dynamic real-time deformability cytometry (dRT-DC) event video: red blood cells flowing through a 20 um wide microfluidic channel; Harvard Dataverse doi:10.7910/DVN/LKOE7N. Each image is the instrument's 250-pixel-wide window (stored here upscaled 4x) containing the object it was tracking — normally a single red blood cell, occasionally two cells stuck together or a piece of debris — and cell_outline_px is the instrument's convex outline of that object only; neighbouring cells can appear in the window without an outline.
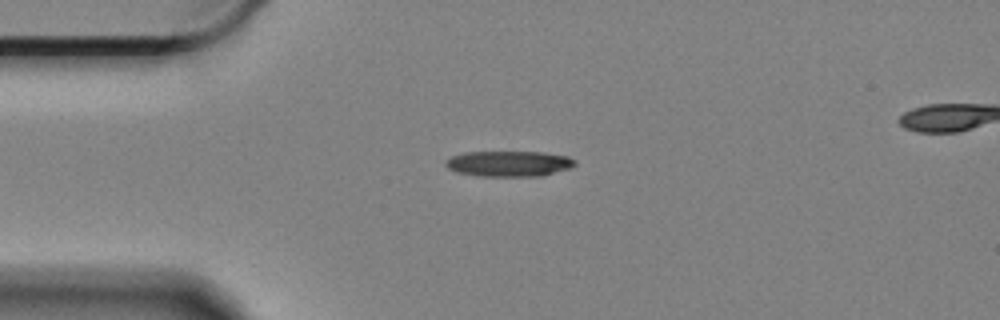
{"species": "Egyptian fruit bat (a non-hibernating species)", "species_latin": "Rousettus aegyptiacus", "temperature_condition": "cold", "stored_images_in_passage": 43, "camera_frame_rate_fps": 3000, "um_per_image_px": 0.085, "animal": {"sex": "female"}, "frame": {"image": 1, "passage_image": 1, "time_ms": 0.0, "image_size_px": [1000, 320], "cell_outline_px": [[576, 164], [568, 168], [540, 176], [480, 176], [456, 172], [448, 168], [444, 164], [444, 160], [452, 156], [464, 152], [544, 152], [568, 156], [576, 160]], "centroid_in_image_um": [43.22, 13.9], "position_along_channel_um": 41.8, "area_um2": 19.31}}
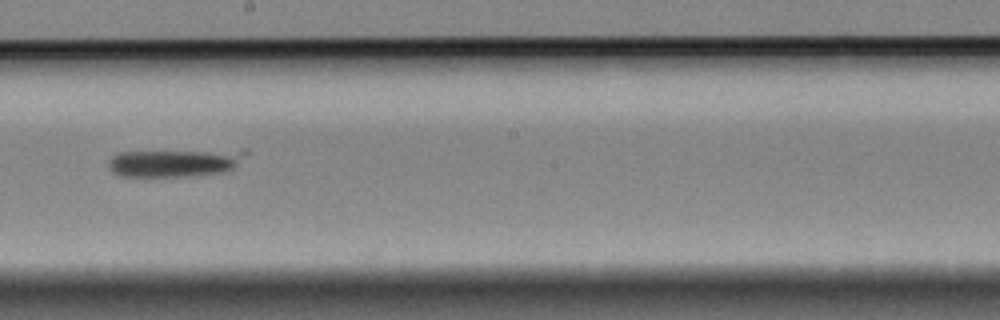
{"frame": {"image": 2, "passage_image": 20, "time_ms": 6.333, "image_size_px": [1000, 320], "cell_outline_px": [[248, 152], [232, 168], [220, 172], [180, 176], [120, 176], [112, 172], [108, 164], [108, 160], [116, 152], [244, 148], [248, 148]], "centroid_in_image_um": [14.87, 13.78], "position_along_channel_um": 233.3, "area_um2": 22.72}}
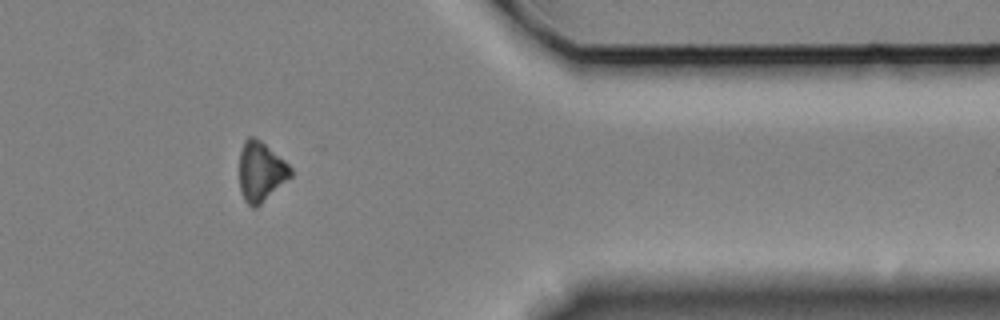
{"frame": {"image": 3, "passage_image": 36, "time_ms": 11.667, "image_size_px": [1000, 320], "cell_outline_px": [[292, 176], [256, 208], [252, 208], [244, 200], [240, 188], [240, 152], [244, 140], [248, 136], [252, 136], [260, 140], [284, 160], [292, 168]], "centroid_in_image_um": [22.17, 14.59], "position_along_channel_um": 389.2, "area_um2": 17.74}}